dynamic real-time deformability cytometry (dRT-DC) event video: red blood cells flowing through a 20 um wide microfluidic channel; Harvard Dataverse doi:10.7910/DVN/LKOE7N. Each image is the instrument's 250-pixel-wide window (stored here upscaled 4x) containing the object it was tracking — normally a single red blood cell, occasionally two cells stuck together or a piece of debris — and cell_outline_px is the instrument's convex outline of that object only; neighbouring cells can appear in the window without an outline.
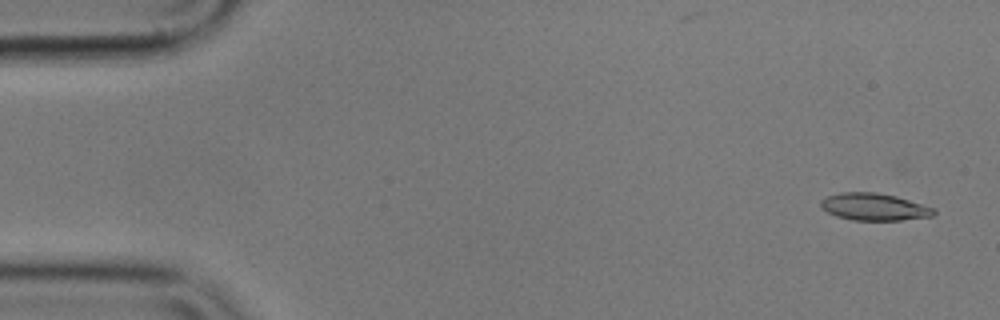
{"species": "common noctule bat (a hibernating species)", "species_latin": "Nyctalus noctula", "temperature_condition": "cold", "stored_images_in_passage": 56, "camera_frame_rate_fps": 3000, "um_per_image_px": 0.085, "animal": {"sex": "male", "body_mass_g": 17.9}, "frame": {"image": 1, "passage_image": 3, "time_ms": 0.667, "image_size_px": [1000, 320], "cell_outline_px": [[936, 212], [932, 216], [900, 220], [852, 220], [836, 216], [828, 212], [820, 204], [820, 200], [828, 196], [840, 192], [876, 192], [896, 196], [936, 208]], "centroid_in_image_um": [74.32, 17.58], "position_along_channel_um": 10.7, "area_um2": 17.86}}
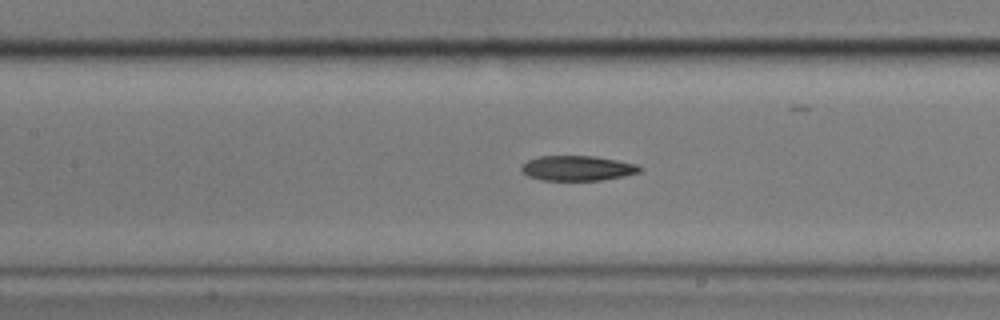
{"frame": {"image": 2, "passage_image": 25, "time_ms": 8.0, "image_size_px": [1000, 320], "cell_outline_px": [[644, 168], [640, 172], [624, 176], [600, 180], [540, 180], [528, 176], [520, 168], [520, 164], [528, 160], [540, 156], [596, 156], [636, 164]], "centroid_in_image_um": [49.07, 14.29], "position_along_channel_um": 158.3, "area_um2": 17.28}}
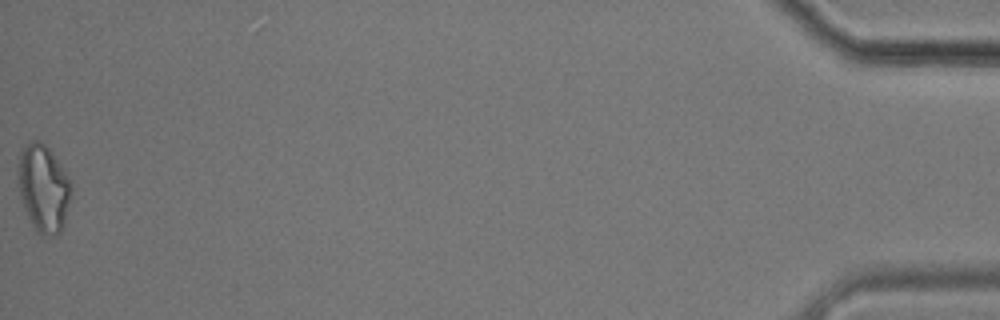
{"frame": {"image": 3, "passage_image": 56, "time_ms": 18.333, "image_size_px": [1000, 320], "cell_outline_px": [[72, 192], [64, 224], [60, 232], [56, 236], [40, 236], [36, 232], [24, 208], [20, 196], [16, 172], [16, 168], [20, 152], [32, 140], [40, 140], [48, 148], [60, 164], [72, 188]], "centroid_in_image_um": [3.67, 16.03], "position_along_channel_um": 431.5, "area_um2": 27.17}, "authors_computed_cell_mechanics": {"area_um2": 18.1203, "velocity_mm_per_s": 3.6061, "shape_relaxation_time_tau1_ms": null, "shape_relaxation_time_tau2_ms": 7.6997, "deformation_change_tau1": null, "deformation_change_tau2": 0.1837}}